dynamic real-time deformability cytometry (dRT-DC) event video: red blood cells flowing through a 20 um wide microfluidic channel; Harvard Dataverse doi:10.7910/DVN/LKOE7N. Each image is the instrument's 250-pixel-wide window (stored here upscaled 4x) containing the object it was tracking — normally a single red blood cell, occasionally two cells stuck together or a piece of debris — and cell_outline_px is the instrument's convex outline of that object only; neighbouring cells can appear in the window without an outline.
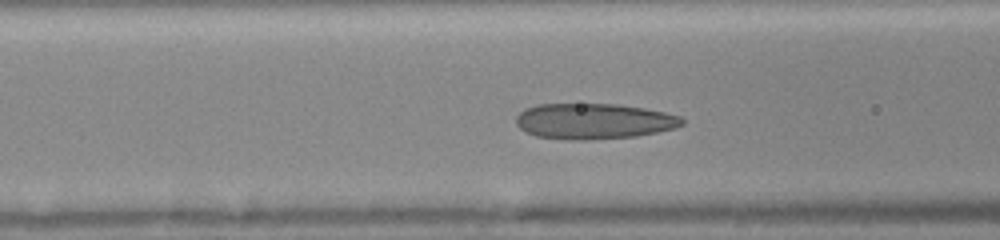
{"species": "human", "species_latin": "Homo sapiens", "temperature_condition": "room temperature", "stored_images_in_passage": 14, "camera_frame_rate_fps": 3000, "um_per_image_px": 0.085, "donor": {"sex": "female"}, "frame": {"image": 1, "passage_image": 8, "time_ms": 4.0, "image_size_px": [1000, 240], "cell_outline_px": [[684, 124], [676, 128], [636, 136], [584, 140], [568, 140], [536, 136], [524, 132], [516, 124], [516, 116], [524, 108], [536, 104], [616, 104], [644, 108], [664, 112], [680, 116], [684, 120]], "centroid_in_image_um": [50.44, 10.3], "position_along_channel_um": 116.2, "area_um2": 34.68}}
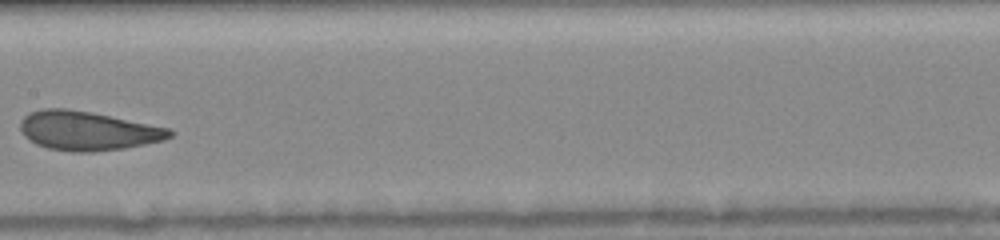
{"frame": {"image": 2, "passage_image": 12, "time_ms": 6.0, "image_size_px": [1000, 240], "cell_outline_px": [[172, 136], [164, 140], [124, 148], [92, 152], [72, 152], [48, 148], [36, 144], [24, 136], [20, 128], [20, 120], [28, 112], [44, 108], [64, 108], [92, 112], [168, 128], [172, 132]], "centroid_in_image_um": [7.4, 11.11], "position_along_channel_um": 200.0, "area_um2": 33.93}}
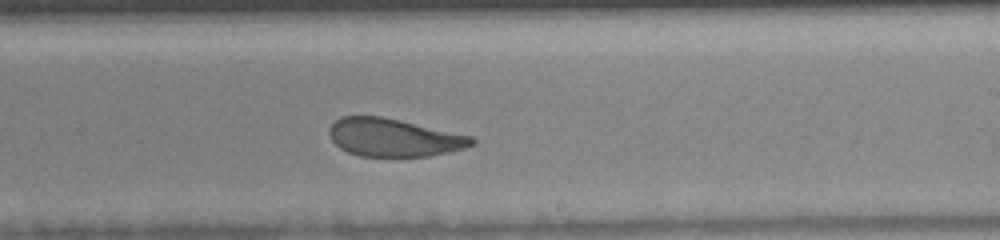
{"frame": {"image": 3, "passage_image": 14, "time_ms": 7.333, "image_size_px": [1000, 240], "cell_outline_px": [[476, 144], [464, 148], [448, 152], [428, 156], [360, 156], [348, 152], [340, 148], [332, 140], [328, 132], [332, 124], [340, 116], [384, 116], [472, 136], [476, 140]], "centroid_in_image_um": [33.48, 11.68], "position_along_channel_um": 255.5, "area_um2": 31.56}}